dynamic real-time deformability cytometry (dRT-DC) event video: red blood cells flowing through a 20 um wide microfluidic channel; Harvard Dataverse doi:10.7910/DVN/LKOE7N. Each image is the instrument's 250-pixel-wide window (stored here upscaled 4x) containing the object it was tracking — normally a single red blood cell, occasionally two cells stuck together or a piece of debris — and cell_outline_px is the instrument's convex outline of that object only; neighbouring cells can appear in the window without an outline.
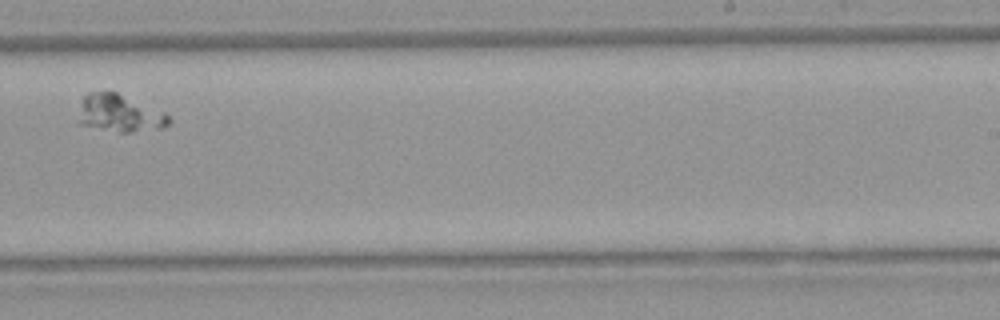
{"species": "Egyptian fruit bat (a non-hibernating species)", "species_latin": "Rousettus aegyptiacus", "temperature_condition": "warm", "stored_images_in_passage": 41, "camera_frame_rate_fps": 3000, "um_per_image_px": 0.085, "animal": {"sex": "female"}, "frame": {"image": 1, "passage_image": 20, "time_ms": 6.333, "image_size_px": [1000, 320], "cell_outline_px": [[172, 120], [164, 128], [132, 132], [120, 132], [80, 124], [80, 120], [84, 96], [88, 92], [116, 92], [164, 112]], "centroid_in_image_um": [10.24, 9.64], "position_along_channel_um": 278.8, "area_um2": 19.13}}
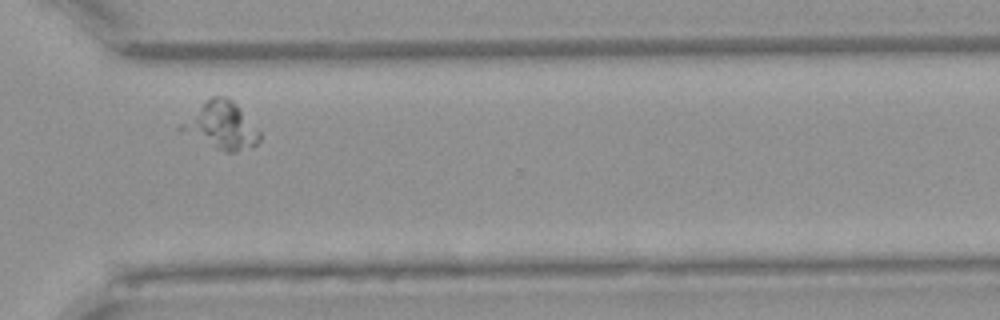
{"frame": {"image": 2, "passage_image": 26, "time_ms": 8.333, "image_size_px": [1000, 320], "cell_outline_px": [[260, 140], [252, 148], [232, 152], [224, 152], [176, 128], [180, 124], [212, 96], [228, 96], [236, 104], [260, 132]], "centroid_in_image_um": [18.85, 10.68], "position_along_channel_um": 351.8, "area_um2": 20.92}}
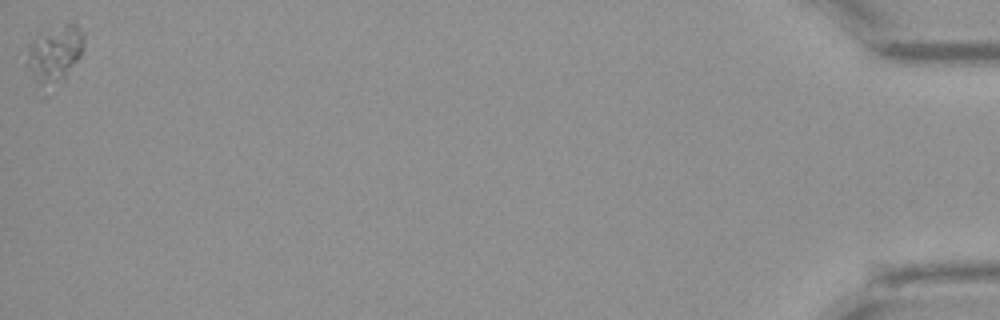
{"frame": {"image": 3, "passage_image": 41, "time_ms": 13.333, "image_size_px": [1000, 320], "cell_outline_px": [[84, 44], [80, 56], [64, 80], [48, 96], [40, 96], [24, 64], [28, 48], [36, 32], [48, 28], [64, 24], [72, 24], [84, 36]], "centroid_in_image_um": [4.52, 4.79], "position_along_channel_um": 430.7, "area_um2": 20.75}}